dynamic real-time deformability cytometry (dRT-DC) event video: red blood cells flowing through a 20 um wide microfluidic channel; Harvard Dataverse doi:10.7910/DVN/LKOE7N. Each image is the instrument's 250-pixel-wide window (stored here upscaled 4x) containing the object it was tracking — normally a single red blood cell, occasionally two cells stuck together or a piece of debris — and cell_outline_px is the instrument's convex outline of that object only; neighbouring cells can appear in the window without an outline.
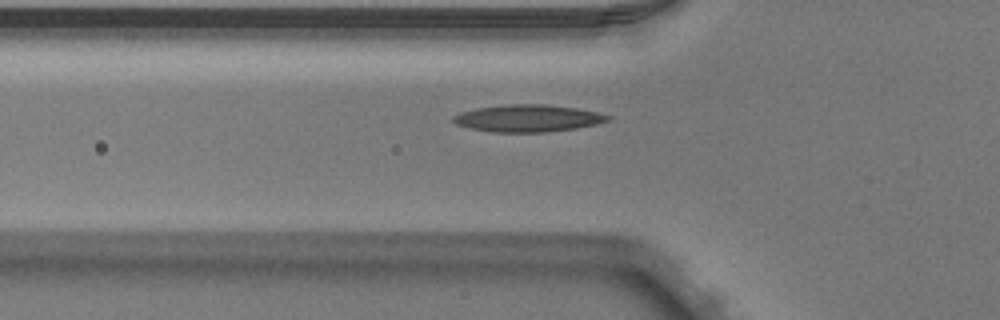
{"species": "Egyptian fruit bat (a non-hibernating species)", "species_latin": "Rousettus aegyptiacus", "temperature_condition": "warm", "stored_images_in_passage": 38, "camera_frame_rate_fps": 3000, "um_per_image_px": 0.085, "animal": {"sex": "male"}, "frame": {"image": 1, "passage_image": 8, "time_ms": 2.333, "image_size_px": [1000, 320], "cell_outline_px": [[612, 120], [596, 124], [576, 128], [548, 132], [492, 132], [472, 128], [456, 124], [452, 120], [452, 116], [460, 112], [476, 108], [508, 104], [544, 104], [576, 108], [596, 112], [612, 116]], "centroid_in_image_um": [44.88, 10.05], "position_along_channel_um": 80.9, "area_um2": 24.45}}
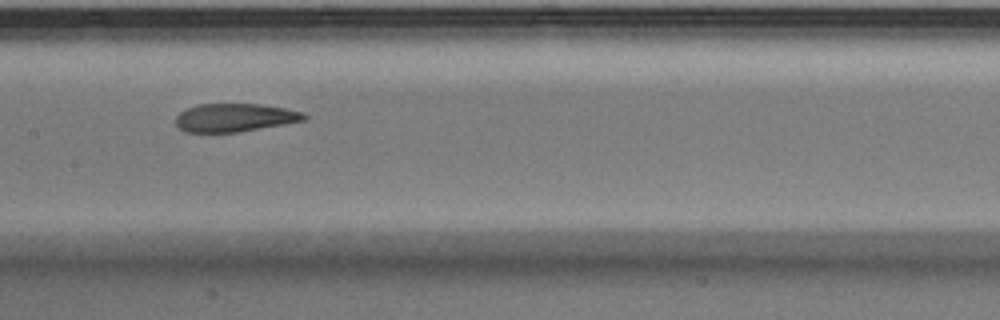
{"frame": {"image": 2, "passage_image": 16, "time_ms": 5.0, "image_size_px": [1000, 320], "cell_outline_px": [[308, 116], [304, 120], [284, 124], [236, 132], [184, 132], [176, 124], [176, 116], [180, 112], [188, 108], [200, 104], [260, 104], [284, 108], [304, 112]], "centroid_in_image_um": [19.95, 9.99], "position_along_channel_um": 187.4, "area_um2": 20.92}}
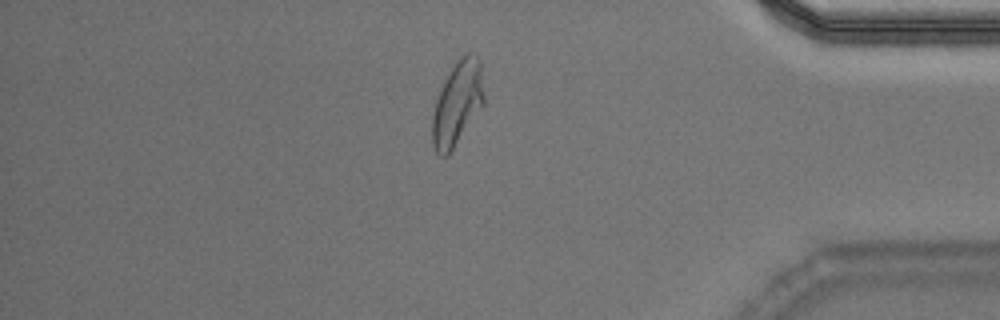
{"frame": {"image": 3, "passage_image": 34, "time_ms": 11.0, "image_size_px": [1000, 320], "cell_outline_px": [[484, 104], [448, 156], [440, 156], [436, 152], [432, 144], [432, 116], [436, 100], [444, 80], [456, 60], [460, 56], [476, 56], [480, 60], [484, 96]], "centroid_in_image_um": [38.86, 8.82], "position_along_channel_um": 396.3, "area_um2": 25.09}}